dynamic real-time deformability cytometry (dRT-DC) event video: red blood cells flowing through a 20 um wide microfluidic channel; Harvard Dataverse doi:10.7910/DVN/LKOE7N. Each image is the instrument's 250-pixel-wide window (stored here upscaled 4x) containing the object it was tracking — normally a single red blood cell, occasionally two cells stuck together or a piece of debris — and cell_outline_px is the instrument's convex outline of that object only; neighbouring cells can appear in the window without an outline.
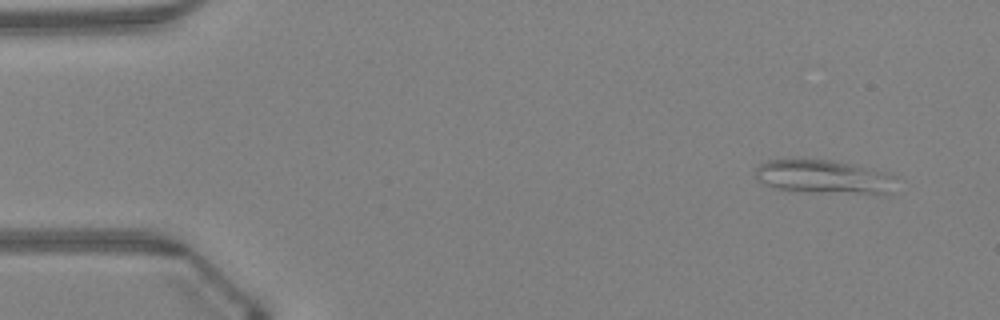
{"species": "Egyptian fruit bat (a non-hibernating species)", "species_latin": "Rousettus aegyptiacus", "temperature_condition": "warm", "stored_images_in_passage": 12, "camera_frame_rate_fps": 3000, "um_per_image_px": 0.085, "animal": {"sex": "female"}, "frame": {"image": 1, "passage_image": 4, "time_ms": 1.0, "image_size_px": [1000, 320], "cell_outline_px": [[896, 176], [892, 192], [888, 196], [884, 196], [776, 188], [764, 184], [756, 180], [756, 168], [760, 164], [768, 160], [832, 160], [852, 164], [888, 172]], "centroid_in_image_um": [70.15, 15.05], "position_along_channel_um": 14.8, "area_um2": 27.74}}